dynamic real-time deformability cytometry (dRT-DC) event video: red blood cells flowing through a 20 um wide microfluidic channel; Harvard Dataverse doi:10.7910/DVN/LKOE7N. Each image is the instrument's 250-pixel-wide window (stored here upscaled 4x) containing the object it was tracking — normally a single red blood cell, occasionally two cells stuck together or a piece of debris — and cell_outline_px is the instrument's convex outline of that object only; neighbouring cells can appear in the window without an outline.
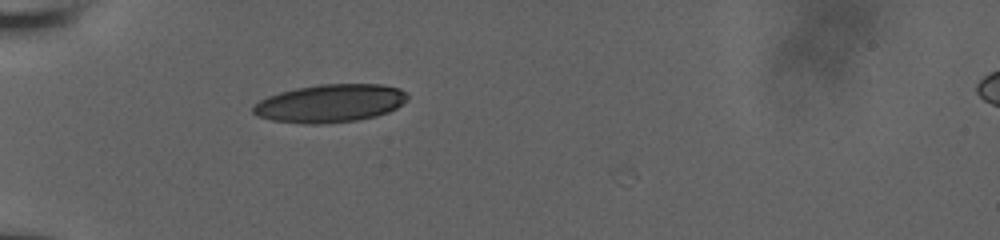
{"species": "human", "species_latin": "Homo sapiens", "temperature_condition": "room temperature", "stored_images_in_passage": 5, "camera_frame_rate_fps": 3000, "um_per_image_px": 0.085, "donor": {"sex": "male"}, "frame": {"image": 1, "passage_image": 1, "time_ms": 0.0, "image_size_px": [1000, 240], "cell_outline_px": [[408, 100], [396, 108], [388, 112], [376, 116], [356, 120], [320, 124], [304, 124], [272, 120], [256, 116], [252, 112], [252, 108], [260, 100], [268, 96], [280, 92], [296, 88], [320, 84], [380, 84], [400, 88], [408, 96]], "centroid_in_image_um": [28.06, 8.78], "position_along_channel_um": 56.9, "area_um2": 34.22}}